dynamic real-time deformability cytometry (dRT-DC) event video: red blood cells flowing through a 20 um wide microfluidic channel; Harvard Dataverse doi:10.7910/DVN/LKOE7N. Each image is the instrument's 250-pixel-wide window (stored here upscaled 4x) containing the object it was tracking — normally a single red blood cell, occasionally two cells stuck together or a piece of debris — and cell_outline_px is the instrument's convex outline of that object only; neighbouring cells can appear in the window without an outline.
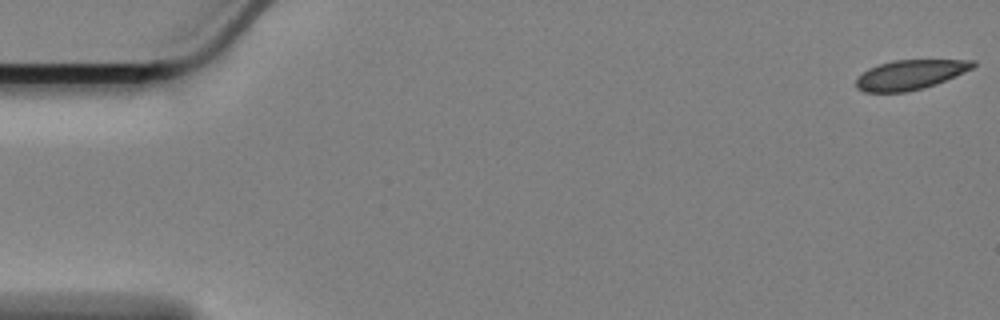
{"species": "Egyptian fruit bat (a non-hibernating species)", "species_latin": "Rousettus aegyptiacus", "temperature_condition": "cold", "stored_images_in_passage": 59, "camera_frame_rate_fps": 3000, "um_per_image_px": 0.085, "animal": {"sex": "female"}, "frame": {"image": 1, "passage_image": 1, "time_ms": 0.0, "image_size_px": [1000, 320], "cell_outline_px": [[976, 64], [972, 68], [956, 76], [936, 84], [924, 88], [904, 92], [864, 92], [856, 88], [856, 76], [868, 68], [892, 60], [976, 60]], "centroid_in_image_um": [77.33, 6.35], "position_along_channel_um": 7.7, "area_um2": 20.29}}
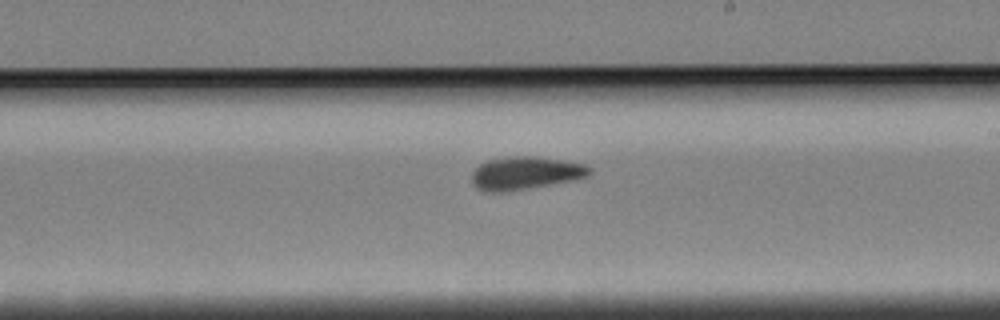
{"frame": {"image": 2, "passage_image": 34, "time_ms": 11.0, "image_size_px": [1000, 320], "cell_outline_px": [[592, 172], [588, 176], [572, 180], [500, 192], [488, 192], [476, 188], [472, 184], [472, 172], [480, 164], [488, 160], [508, 156], [536, 156], [584, 164], [592, 168]], "centroid_in_image_um": [44.63, 14.7], "position_along_channel_um": 244.4, "area_um2": 22.31}}
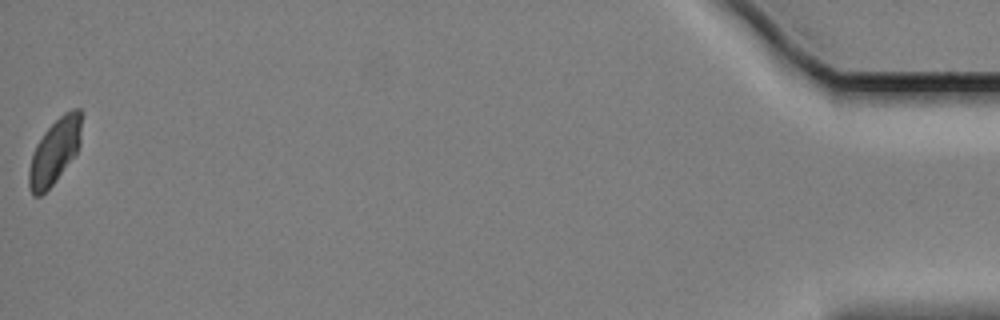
{"frame": {"image": 3, "passage_image": 59, "time_ms": 19.333, "image_size_px": [1000, 320], "cell_outline_px": [[84, 112], [80, 144], [76, 152], [56, 180], [40, 196], [32, 196], [28, 184], [28, 172], [32, 152], [36, 144], [44, 132], [64, 112], [72, 108], [80, 108]], "centroid_in_image_um": [4.67, 12.81], "position_along_channel_um": 430.5, "area_um2": 20.17}, "authors_computed_cell_mechanics": {"area_um2": 21.5594, "velocity_mm_per_s": 3.3787, "shape_relaxation_time_tau1_ms": null, "shape_relaxation_time_tau2_ms": 2.7708, "deformation_change_tau1": null, "deformation_change_tau2": 0.0583}}